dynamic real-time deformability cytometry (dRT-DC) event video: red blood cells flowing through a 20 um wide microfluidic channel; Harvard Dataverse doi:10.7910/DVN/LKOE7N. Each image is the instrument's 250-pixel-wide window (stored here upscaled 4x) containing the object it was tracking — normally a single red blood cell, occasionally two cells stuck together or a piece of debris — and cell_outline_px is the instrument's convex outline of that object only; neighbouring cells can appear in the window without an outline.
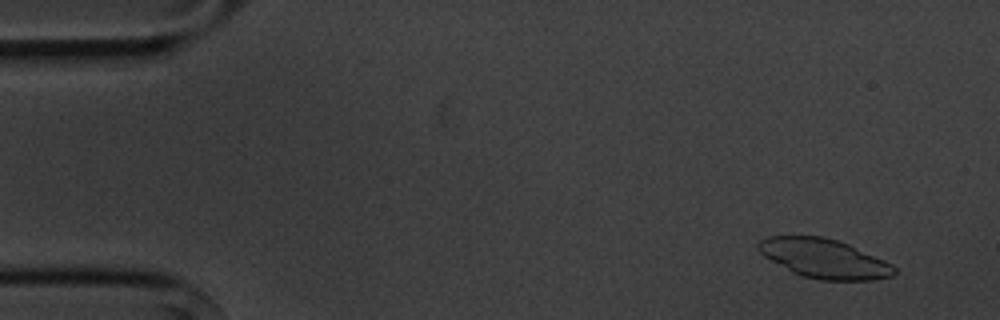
{"species": "common noctule bat (a hibernating species)", "species_latin": "Nyctalus noctula", "temperature_condition": "cold", "stored_images_in_passage": 10, "camera_frame_rate_fps": 3000, "um_per_image_px": 0.085, "animal": {"sex": "male", "body_mass_g": 20.1, "forearm_length_mm": 53.5}, "frame": {"image": 1, "passage_image": 1, "time_ms": 0.0, "image_size_px": [1000, 320], "cell_outline_px": [[896, 272], [892, 276], [872, 280], [820, 280], [804, 276], [792, 272], [764, 256], [756, 248], [756, 244], [760, 240], [768, 236], [824, 236], [848, 244], [884, 260], [892, 264], [896, 268]], "centroid_in_image_um": [70.04, 21.97], "position_along_channel_um": 15.0, "area_um2": 30.92}}
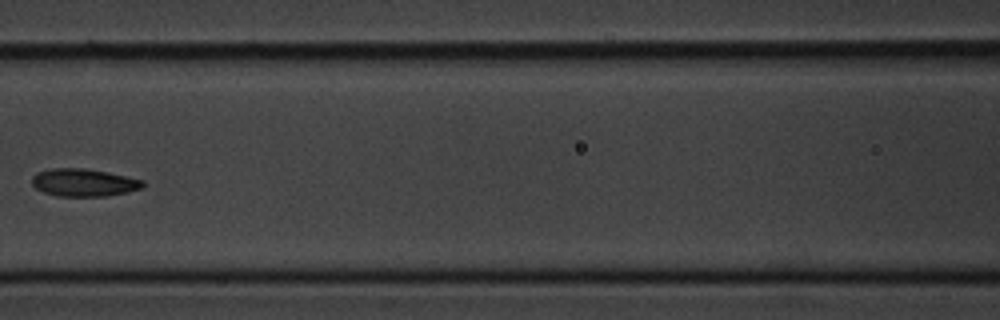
{"frame": {"image": 2, "passage_image": 7, "time_ms": 7.0, "image_size_px": [1000, 320], "cell_outline_px": [[144, 188], [128, 192], [104, 196], [56, 196], [44, 192], [36, 188], [32, 184], [32, 176], [36, 172], [52, 168], [84, 168], [108, 172], [144, 180]], "centroid_in_image_um": [7.13, 15.51], "position_along_channel_um": 159.5, "area_um2": 17.98}}
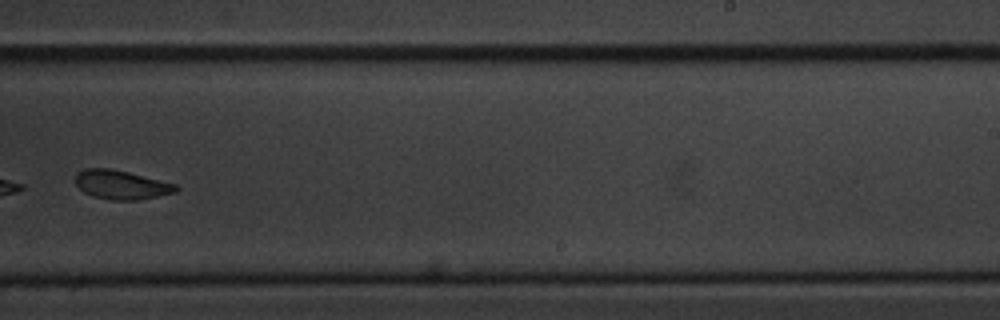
{"frame": {"image": 3, "passage_image": 10, "time_ms": 10.333, "image_size_px": [1000, 320], "cell_outline_px": [[180, 188], [176, 192], [136, 200], [112, 200], [92, 196], [84, 192], [76, 184], [76, 172], [84, 168], [112, 168], [176, 184]], "centroid_in_image_um": [10.29, 15.69], "position_along_channel_um": 278.7, "area_um2": 16.94}}